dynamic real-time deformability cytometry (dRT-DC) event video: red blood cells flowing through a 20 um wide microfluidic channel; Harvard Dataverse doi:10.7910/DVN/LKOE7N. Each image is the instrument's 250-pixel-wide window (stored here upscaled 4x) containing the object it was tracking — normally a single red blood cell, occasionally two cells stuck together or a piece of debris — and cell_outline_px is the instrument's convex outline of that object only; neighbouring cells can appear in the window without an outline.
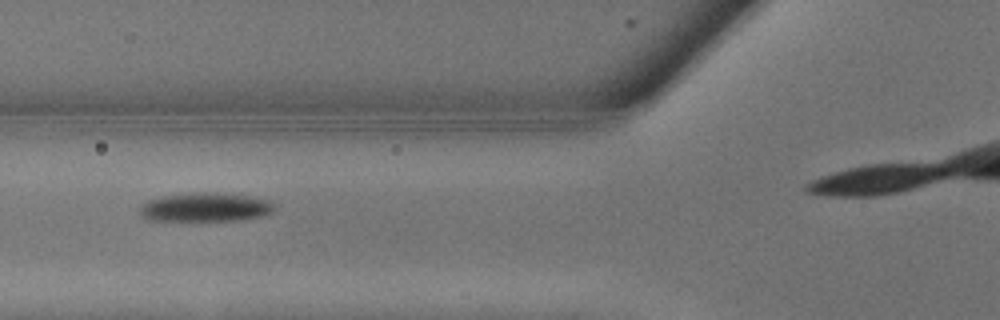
{"species": "common noctule bat (a hibernating species)", "species_latin": "Nyctalus noctula", "temperature_condition": "warm", "stored_images_in_passage": 5, "camera_frame_rate_fps": 3000, "um_per_image_px": 0.085, "animal": {"sex": "male", "body_mass_g": 13.3}, "frame": {"image": 1, "passage_image": 3, "time_ms": 0.667, "image_size_px": [1000, 320], "cell_outline_px": [[276, 208], [272, 212], [264, 216], [240, 220], [148, 220], [140, 216], [140, 208], [148, 200], [160, 196], [204, 192], [216, 192], [272, 200]], "centroid_in_image_um": [17.49, 17.62], "position_along_channel_um": 108.3, "area_um2": 22.6}}